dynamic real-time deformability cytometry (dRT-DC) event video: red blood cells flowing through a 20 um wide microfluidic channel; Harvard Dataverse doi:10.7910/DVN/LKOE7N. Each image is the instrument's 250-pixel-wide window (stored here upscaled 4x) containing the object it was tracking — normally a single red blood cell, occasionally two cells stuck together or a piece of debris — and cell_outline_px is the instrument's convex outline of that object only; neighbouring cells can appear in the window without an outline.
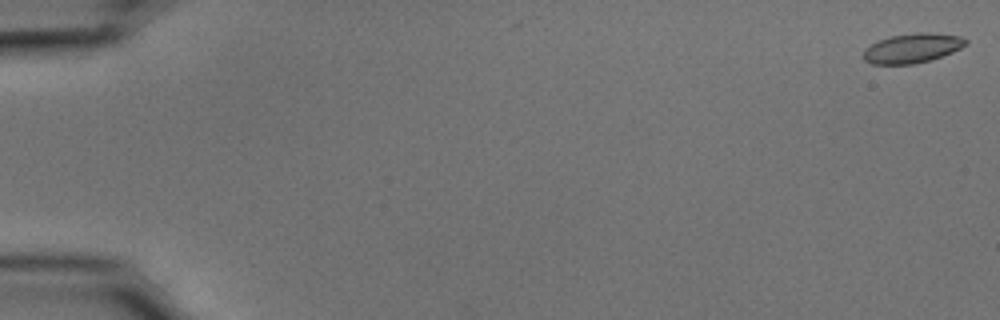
{"species": "common noctule bat (a hibernating species)", "species_latin": "Nyctalus noctula", "temperature_condition": "cold", "stored_images_in_passage": 53, "camera_frame_rate_fps": 3000, "um_per_image_px": 0.085, "animal": {"sex": "male", "body_mass_g": 15.6}, "frame": {"image": 1, "passage_image": 1, "time_ms": 0.0, "image_size_px": [1000, 320], "cell_outline_px": [[968, 44], [952, 52], [928, 60], [912, 64], [872, 64], [864, 60], [864, 48], [880, 40], [892, 36], [916, 32], [928, 32], [960, 36], [968, 40]], "centroid_in_image_um": [77.55, 4.08], "position_along_channel_um": 7.4, "area_um2": 17.4}}
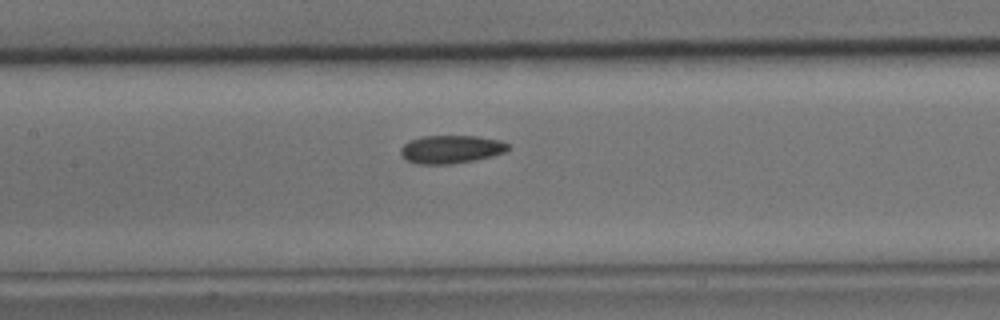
{"frame": {"image": 2, "passage_image": 27, "time_ms": 8.667, "image_size_px": [1000, 320], "cell_outline_px": [[508, 148], [504, 152], [492, 156], [472, 160], [448, 164], [416, 164], [404, 160], [400, 156], [400, 148], [408, 140], [424, 136], [476, 136], [500, 140], [508, 144]], "centroid_in_image_um": [38.26, 12.69], "position_along_channel_um": 169.1, "area_um2": 17.63}}
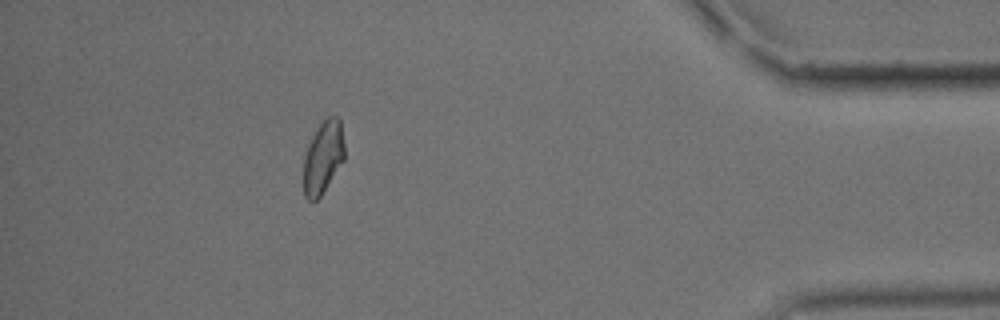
{"frame": {"image": 3, "passage_image": 50, "time_ms": 16.333, "image_size_px": [1000, 320], "cell_outline_px": [[344, 160], [320, 196], [316, 200], [308, 200], [304, 196], [304, 156], [308, 144], [316, 128], [328, 116], [336, 116], [340, 120], [344, 144]], "centroid_in_image_um": [27.46, 13.35], "position_along_channel_um": 407.7, "area_um2": 17.17}}